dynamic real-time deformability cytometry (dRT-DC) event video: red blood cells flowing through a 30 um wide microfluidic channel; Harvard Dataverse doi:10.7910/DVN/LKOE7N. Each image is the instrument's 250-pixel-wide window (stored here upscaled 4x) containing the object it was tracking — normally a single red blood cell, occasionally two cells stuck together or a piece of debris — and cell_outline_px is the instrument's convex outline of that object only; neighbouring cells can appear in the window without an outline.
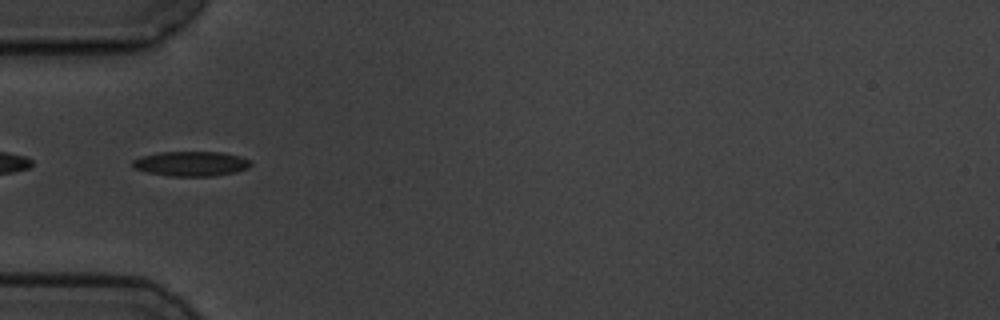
{"species": "common noctule bat (a hibernating species)", "species_latin": "Nyctalus noctula", "temperature_condition": "cold", "stored_images_in_passage": 8, "segment_of_instrument_passage": [2, 2], "camera_frame_rate_fps": 3000, "um_per_image_px": 0.085, "animal": {"sex": "male", "body_mass_g": 19.5, "forearm_length_mm": 54.6}, "frame": {"image": 1, "passage_image": 6, "time_ms": 5.667, "image_size_px": [1000, 320], "cell_outline_px": [[252, 164], [248, 168], [236, 172], [212, 176], [168, 176], [148, 172], [132, 168], [132, 160], [140, 156], [156, 152], [224, 152], [240, 156], [248, 160]], "centroid_in_image_um": [16.21, 13.91], "position_along_channel_um": 68.8, "area_um2": 17.22}}
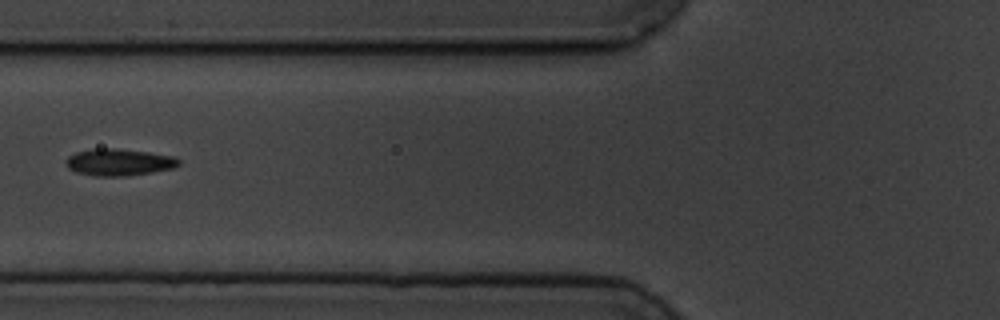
{"frame": {"image": 2, "passage_image": 7, "time_ms": 7.0, "image_size_px": [1000, 320], "cell_outline_px": [[180, 164], [172, 168], [152, 172], [128, 176], [96, 176], [76, 172], [68, 168], [64, 160], [68, 156], [76, 152], [92, 148], [116, 148], [148, 152], [172, 156], [180, 160]], "centroid_in_image_um": [10.07, 13.78], "position_along_channel_um": 115.7, "area_um2": 17.74}}